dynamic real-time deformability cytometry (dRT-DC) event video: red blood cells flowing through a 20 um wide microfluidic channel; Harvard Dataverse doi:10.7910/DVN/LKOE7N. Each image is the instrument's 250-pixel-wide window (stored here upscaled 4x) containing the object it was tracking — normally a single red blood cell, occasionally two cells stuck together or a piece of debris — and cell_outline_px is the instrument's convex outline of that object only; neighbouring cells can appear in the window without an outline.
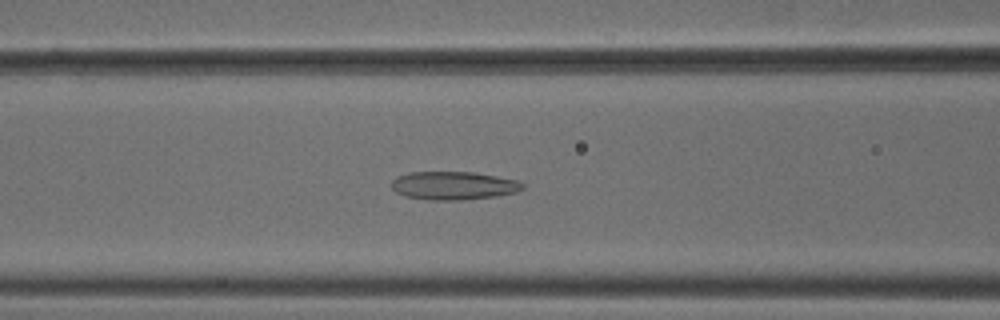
{"species": "common noctule bat (a hibernating species)", "species_latin": "Nyctalus noctula", "temperature_condition": "cold", "stored_images_in_passage": 53, "camera_frame_rate_fps": 3000, "um_per_image_px": 0.085, "animal": {"sex": "male", "body_mass_g": 18.8}, "frame": {"image": 1, "passage_image": 22, "time_ms": 7.0, "image_size_px": [1000, 320], "cell_outline_px": [[524, 188], [516, 192], [496, 196], [464, 200], [428, 200], [404, 196], [396, 192], [392, 188], [392, 180], [396, 176], [412, 172], [472, 172], [496, 176], [516, 180], [524, 184]], "centroid_in_image_um": [38.53, 15.78], "position_along_channel_um": 128.1, "area_um2": 21.62}}
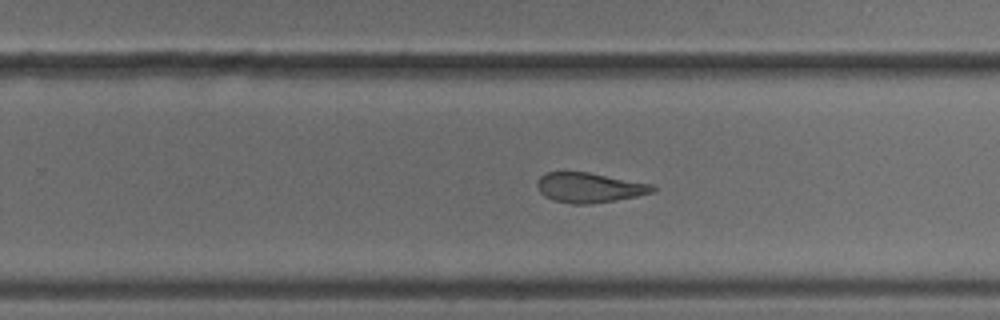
{"frame": {"image": 2, "passage_image": 34, "time_ms": 11.0, "image_size_px": [1000, 320], "cell_outline_px": [[656, 188], [652, 192], [636, 196], [588, 204], [572, 204], [552, 200], [544, 196], [540, 192], [536, 184], [536, 180], [540, 176], [548, 172], [588, 172], [652, 184]], "centroid_in_image_um": [50.04, 15.94], "position_along_channel_um": 279.8, "area_um2": 19.94}}
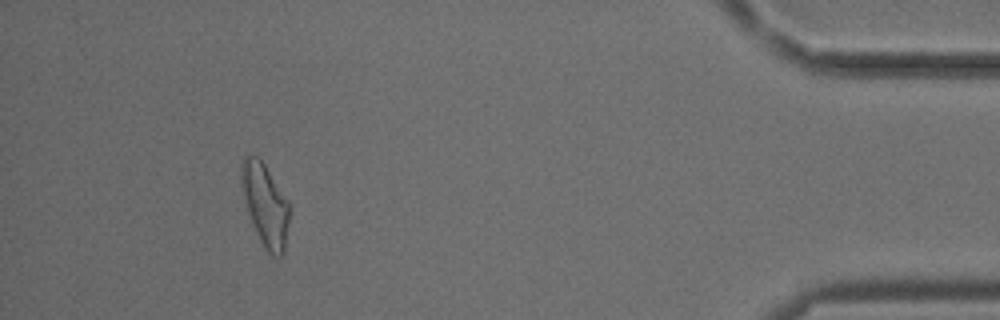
{"frame": {"image": 3, "passage_image": 49, "time_ms": 16.0, "image_size_px": [1000, 320], "cell_outline_px": [[288, 220], [284, 252], [280, 256], [272, 256], [264, 248], [256, 232], [248, 212], [244, 196], [240, 176], [240, 164], [244, 156], [256, 156], [264, 164], [288, 200]], "centroid_in_image_um": [22.52, 17.4], "position_along_channel_um": 412.7, "area_um2": 22.54}, "authors_computed_cell_mechanics": {"area_um2": 22.4842, "velocity_mm_per_s": 3.7935, "shape_relaxation_time_tau1_ms": null, "shape_relaxation_time_tau2_ms": 2.9069, "deformation_change_tau1": null, "deformation_change_tau2": 0.1056}}